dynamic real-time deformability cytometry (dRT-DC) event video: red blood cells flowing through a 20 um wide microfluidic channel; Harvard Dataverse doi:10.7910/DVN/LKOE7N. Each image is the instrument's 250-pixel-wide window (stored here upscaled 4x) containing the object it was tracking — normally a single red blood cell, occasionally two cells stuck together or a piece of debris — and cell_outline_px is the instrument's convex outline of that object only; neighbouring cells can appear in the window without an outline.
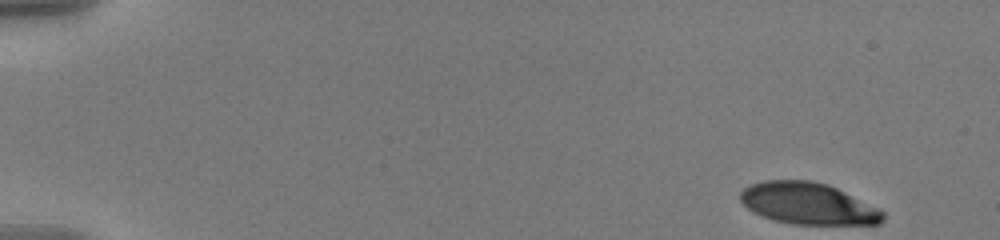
{"species": "human", "species_latin": "Homo sapiens", "temperature_condition": "warm", "stored_images_in_passage": 54, "camera_frame_rate_fps": 3000, "um_per_image_px": 0.085, "donor": {"sex": "male"}, "frame": {"image": 1, "passage_image": 1, "time_ms": 0.0, "image_size_px": [1000, 240], "cell_outline_px": [[884, 220], [880, 224], [792, 224], [776, 220], [752, 212], [740, 200], [740, 192], [744, 188], [752, 184], [764, 180], [812, 180], [828, 184], [880, 208], [884, 212]], "centroid_in_image_um": [68.71, 17.29], "position_along_channel_um": 16.3, "area_um2": 34.62}}
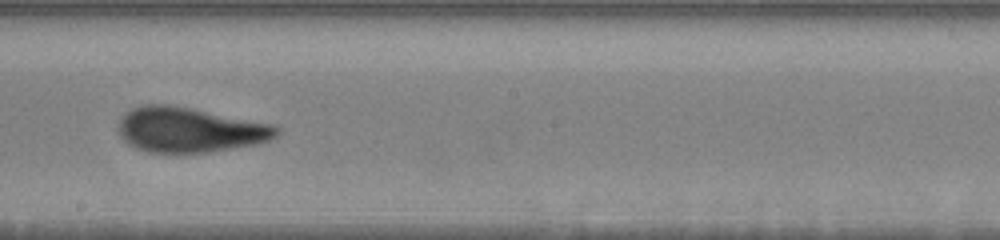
{"frame": {"image": 2, "passage_image": 31, "time_ms": 10.0, "image_size_px": [1000, 240], "cell_outline_px": [[280, 132], [276, 136], [268, 140], [256, 144], [208, 152], [148, 152], [136, 148], [128, 144], [120, 136], [116, 128], [120, 116], [124, 112], [140, 104], [172, 104], [272, 124], [280, 128]], "centroid_in_image_um": [16.05, 11.01], "position_along_channel_um": 232.1, "area_um2": 41.73}}
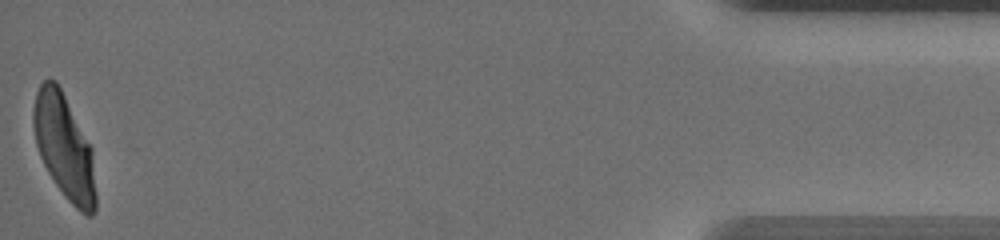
{"frame": {"image": 3, "passage_image": 54, "time_ms": 17.667, "image_size_px": [1000, 240], "cell_outline_px": [[96, 208], [92, 216], [88, 216], [80, 212], [64, 196], [48, 172], [40, 156], [36, 144], [32, 124], [32, 112], [36, 92], [40, 84], [44, 80], [56, 80], [92, 148], [96, 196]], "centroid_in_image_um": [5.45, 12.5], "position_along_channel_um": 429.7, "area_um2": 37.86}, "authors_computed_cell_mechanics": {"area_um2": 40.0554, "velocity_mm_per_s": 3.5853, "shape_relaxation_time_tau1_ms": 4.7421, "shape_relaxation_time_tau2_ms": 0.9755, "deformation_change_tau1": 0.2123, "deformation_change_tau2": 0.0796}}